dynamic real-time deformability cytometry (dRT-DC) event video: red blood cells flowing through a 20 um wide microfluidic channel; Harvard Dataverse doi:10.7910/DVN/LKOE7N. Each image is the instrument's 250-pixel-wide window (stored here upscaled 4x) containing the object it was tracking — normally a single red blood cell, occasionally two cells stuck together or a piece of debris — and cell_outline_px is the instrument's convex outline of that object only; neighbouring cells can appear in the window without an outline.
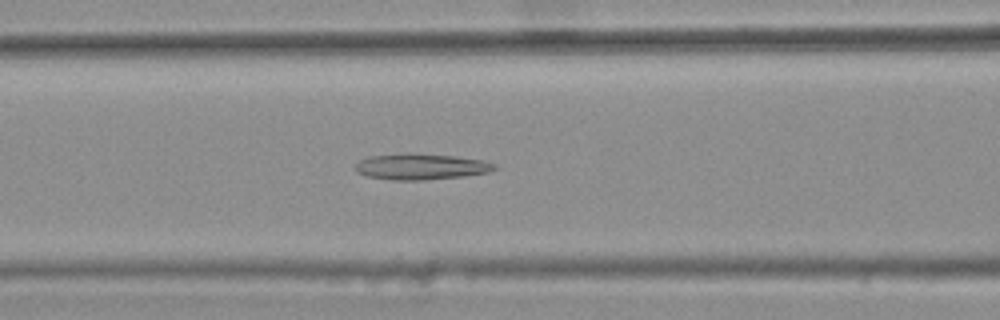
{"species": "common noctule bat (a hibernating species)", "species_latin": "Nyctalus noctula", "temperature_condition": "warm", "stored_images_in_passage": 46, "camera_frame_rate_fps": 3000, "um_per_image_px": 0.085, "animal": {"sex": "female", "body_mass_g": 25.1}, "frame": {"image": 1, "passage_image": 21, "time_ms": 6.667, "image_size_px": [1000, 320], "cell_outline_px": [[500, 168], [488, 172], [464, 176], [424, 180], [392, 180], [368, 176], [356, 172], [352, 168], [360, 160], [368, 156], [456, 156], [484, 160], [496, 164]], "centroid_in_image_um": [35.83, 14.21], "position_along_channel_um": 130.8, "area_um2": 20.23}}
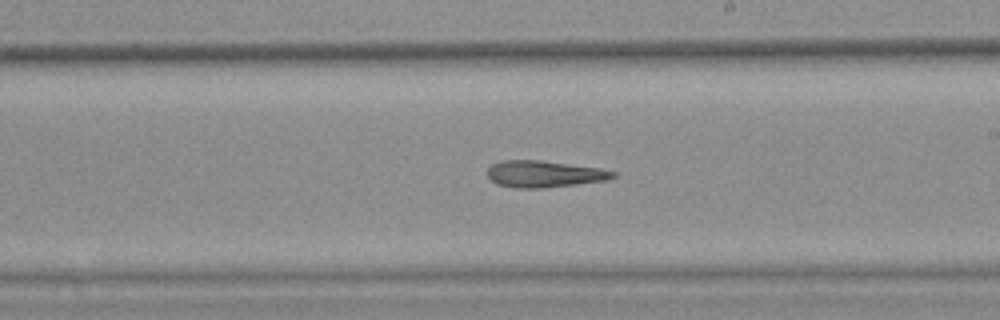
{"frame": {"image": 2, "passage_image": 30, "time_ms": 9.667, "image_size_px": [1000, 320], "cell_outline_px": [[616, 176], [604, 180], [576, 184], [540, 188], [516, 188], [496, 184], [488, 176], [488, 168], [492, 164], [500, 160], [540, 160], [600, 168], [616, 172]], "centroid_in_image_um": [46.22, 14.78], "position_along_channel_um": 242.8, "area_um2": 19.36}}
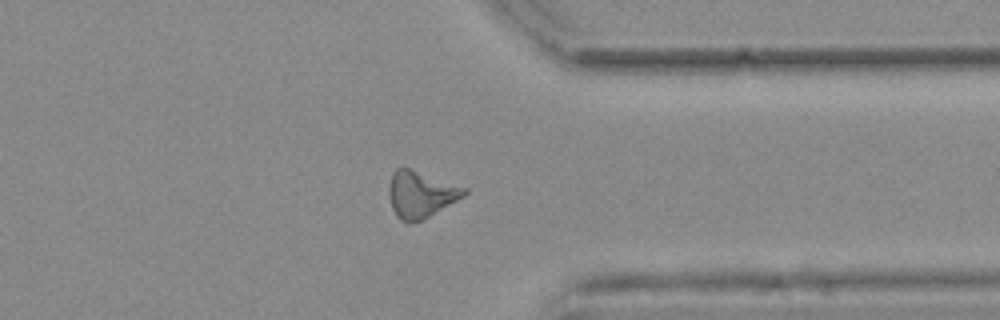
{"frame": {"image": 3, "passage_image": 41, "time_ms": 13.333, "image_size_px": [1000, 320], "cell_outline_px": [[468, 192], [464, 196], [428, 216], [420, 220], [408, 224], [400, 220], [396, 216], [392, 208], [388, 196], [388, 188], [392, 172], [396, 168], [408, 168], [468, 188]], "centroid_in_image_um": [35.72, 16.52], "position_along_channel_um": 375.7, "area_um2": 20.29}}